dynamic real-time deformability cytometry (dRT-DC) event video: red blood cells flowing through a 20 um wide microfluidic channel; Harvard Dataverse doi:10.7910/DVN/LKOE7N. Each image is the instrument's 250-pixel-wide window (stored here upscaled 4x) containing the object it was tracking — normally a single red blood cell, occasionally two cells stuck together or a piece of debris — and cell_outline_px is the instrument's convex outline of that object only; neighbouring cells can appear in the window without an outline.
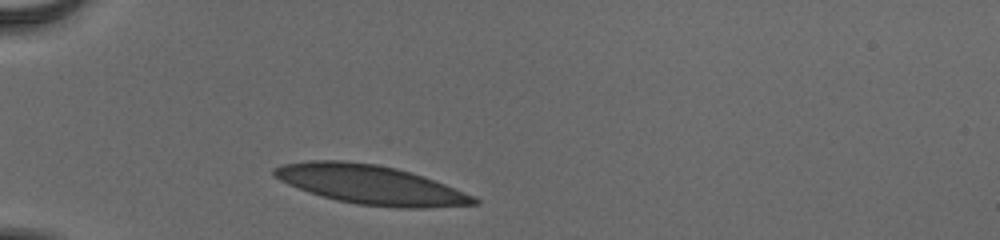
{"species": "human", "species_latin": "Homo sapiens", "temperature_condition": "cold", "stored_images_in_passage": 32, "camera_frame_rate_fps": 3000, "um_per_image_px": 0.085, "donor": {"sex": "male"}, "frame": {"image": 1, "passage_image": 1, "time_ms": 0.0, "image_size_px": [1000, 240], "cell_outline_px": [[480, 204], [424, 208], [408, 208], [360, 204], [336, 200], [320, 196], [308, 192], [288, 184], [272, 176], [272, 168], [284, 164], [312, 160], [340, 160], [376, 164], [396, 168], [424, 176], [444, 184], [472, 196], [480, 200]], "centroid_in_image_um": [31.46, 15.69], "position_along_channel_um": 53.5, "area_um2": 45.2}}
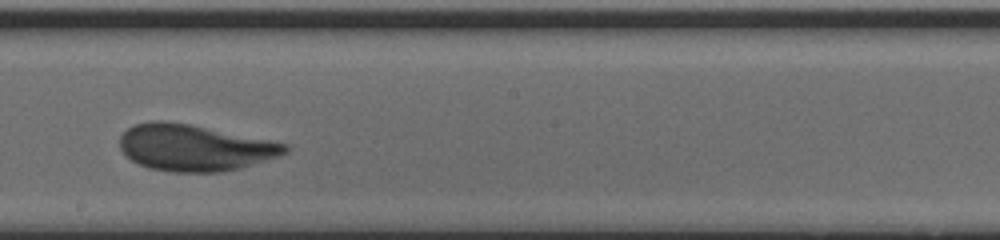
{"frame": {"image": 2, "passage_image": 17, "time_ms": 5.333, "image_size_px": [1000, 240], "cell_outline_px": [[288, 152], [240, 168], [220, 172], [172, 172], [148, 168], [132, 160], [120, 148], [120, 136], [132, 124], [152, 120], [164, 120], [188, 124], [288, 144]], "centroid_in_image_um": [16.48, 12.55], "position_along_channel_um": 231.7, "area_um2": 44.22}}
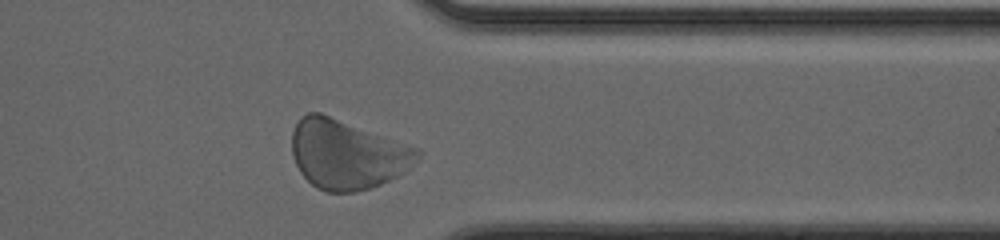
{"frame": {"image": 3, "passage_image": 29, "time_ms": 9.333, "image_size_px": [1000, 240], "cell_outline_px": [[420, 156], [400, 176], [380, 184], [356, 192], [324, 192], [316, 188], [300, 172], [292, 156], [292, 132], [296, 120], [300, 116], [308, 112], [320, 112], [420, 148]], "centroid_in_image_um": [29.48, 13.11], "position_along_channel_um": 381.9, "area_um2": 50.98}, "authors_computed_cell_mechanics": {"area_um2": 44.5927, "velocity_mm_per_s": 3.7915, "shape_relaxation_time_tau1_ms": 1.6608, "shape_relaxation_time_tau2_ms": 0.8914, "deformation_change_tau1": 0.1005, "deformation_change_tau2": 0.0516}}